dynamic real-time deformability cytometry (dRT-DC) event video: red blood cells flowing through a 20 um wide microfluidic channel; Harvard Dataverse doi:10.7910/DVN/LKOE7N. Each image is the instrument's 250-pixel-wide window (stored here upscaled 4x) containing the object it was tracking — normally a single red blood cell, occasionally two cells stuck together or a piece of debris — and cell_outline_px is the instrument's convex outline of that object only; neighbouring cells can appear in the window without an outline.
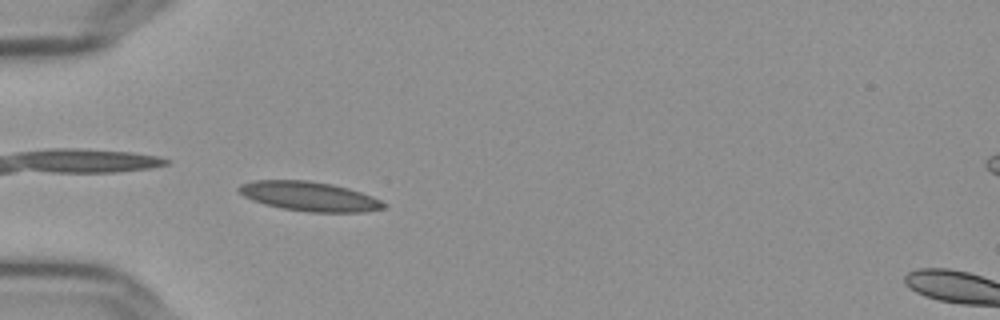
{"species": "Egyptian fruit bat (a non-hibernating species)", "species_latin": "Rousettus aegyptiacus", "temperature_condition": "cold", "stored_images_in_passage": 53, "camera_frame_rate_fps": 3000, "um_per_image_px": 0.085, "frame": {"image": 1, "passage_image": 14, "time_ms": 4.333, "image_size_px": [1000, 320], "cell_outline_px": [[388, 204], [384, 208], [364, 212], [308, 212], [280, 208], [264, 204], [252, 200], [244, 196], [236, 188], [240, 184], [256, 180], [308, 180], [332, 184], [348, 188], [372, 196]], "centroid_in_image_um": [26.29, 16.69], "position_along_channel_um": 58.7, "area_um2": 24.91}}
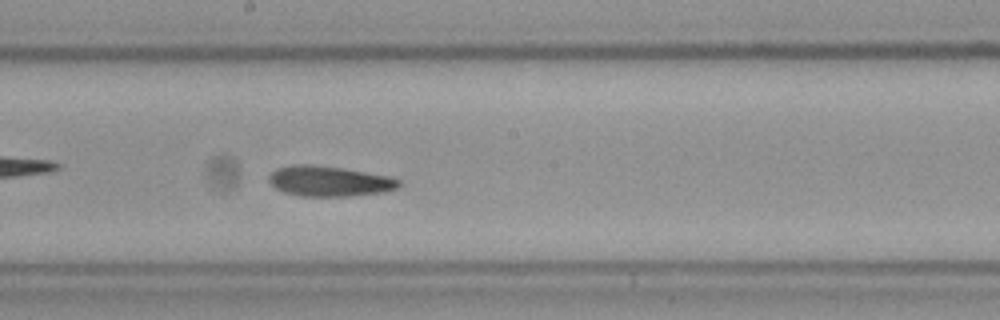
{"frame": {"image": 2, "passage_image": 28, "time_ms": 9.0, "image_size_px": [1000, 320], "cell_outline_px": [[400, 188], [384, 192], [348, 196], [300, 196], [284, 192], [276, 188], [268, 180], [268, 176], [276, 168], [292, 164], [308, 164], [340, 168], [388, 176], [400, 180]], "centroid_in_image_um": [27.97, 15.4], "position_along_channel_um": 220.2, "area_um2": 22.89}}
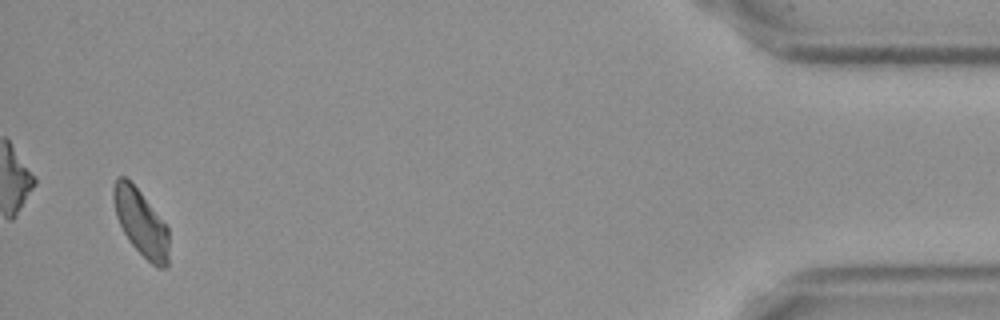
{"frame": {"image": 3, "passage_image": 51, "time_ms": 16.667, "image_size_px": [1000, 320], "cell_outline_px": [[168, 268], [156, 268], [128, 240], [116, 216], [112, 200], [112, 188], [116, 180], [120, 176], [124, 176], [140, 192], [168, 228]], "centroid_in_image_um": [11.97, 18.95], "position_along_channel_um": 423.2, "area_um2": 21.1}, "authors_computed_cell_mechanics": {"area_um2": 22.7732, "velocity_mm_per_s": 3.6063, "shape_relaxation_time_tau1_ms": 7.5922, "shape_relaxation_time_tau2_ms": 3.2305, "deformation_change_tau1": 0.1398, "deformation_change_tau2": 0.0831}}